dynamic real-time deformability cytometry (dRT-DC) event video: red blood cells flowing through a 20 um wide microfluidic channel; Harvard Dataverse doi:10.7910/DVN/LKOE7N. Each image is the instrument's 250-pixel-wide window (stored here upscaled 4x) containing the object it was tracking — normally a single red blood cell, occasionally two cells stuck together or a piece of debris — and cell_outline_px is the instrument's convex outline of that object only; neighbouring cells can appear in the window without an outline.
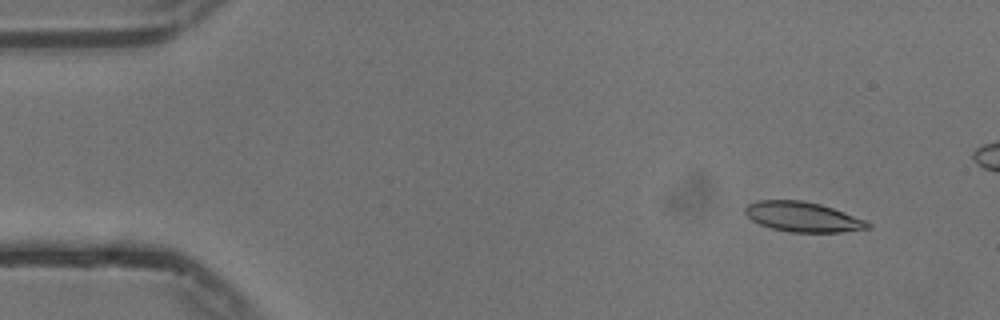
{"species": "common noctule bat (a hibernating species)", "species_latin": "Nyctalus noctula", "temperature_condition": "cold", "stored_images_in_passage": 54, "camera_frame_rate_fps": 3000, "um_per_image_px": 0.085, "animal": {"sex": "male", "body_mass_g": 13.3}, "frame": {"image": 1, "passage_image": 4, "time_ms": 1.0, "image_size_px": [1000, 320], "cell_outline_px": [[872, 228], [840, 232], [788, 232], [772, 228], [760, 224], [752, 220], [744, 212], [744, 208], [748, 204], [756, 200], [804, 200], [820, 204], [832, 208], [864, 220], [872, 224]], "centroid_in_image_um": [68.22, 18.43], "position_along_channel_um": 16.8, "area_um2": 21.33}}
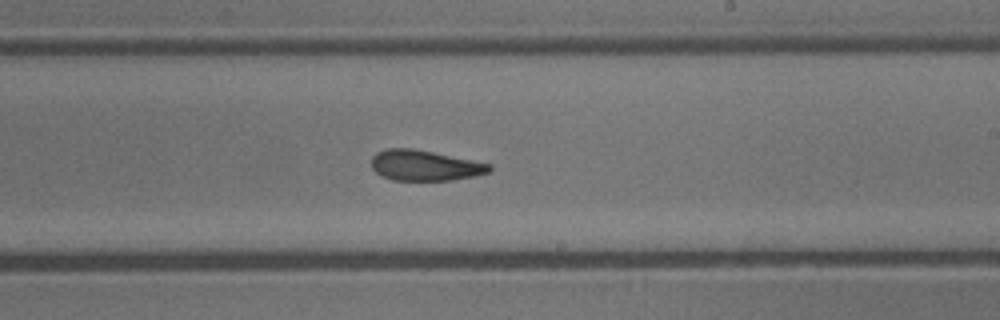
{"frame": {"image": 2, "passage_image": 31, "time_ms": 10.0, "image_size_px": [1000, 320], "cell_outline_px": [[492, 172], [472, 176], [448, 180], [392, 180], [376, 172], [372, 168], [372, 156], [376, 152], [388, 148], [412, 148], [492, 164]], "centroid_in_image_um": [36.11, 14.06], "position_along_channel_um": 252.9, "area_um2": 20.81}}
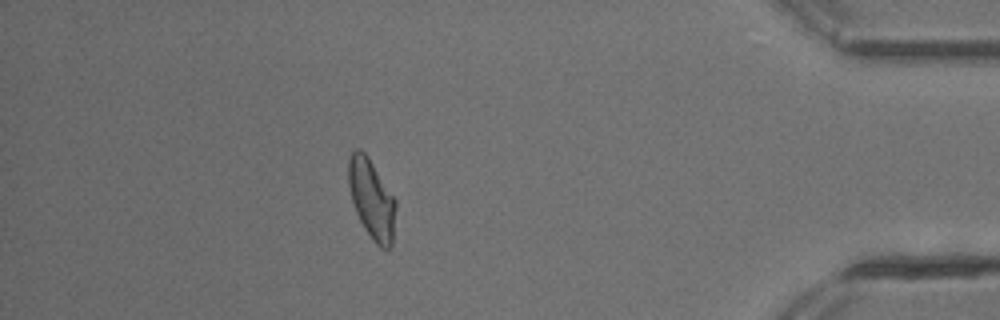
{"frame": {"image": 3, "passage_image": 47, "time_ms": 15.333, "image_size_px": [1000, 320], "cell_outline_px": [[396, 208], [392, 248], [380, 248], [372, 240], [364, 228], [356, 212], [352, 200], [348, 184], [348, 160], [352, 152], [356, 148], [360, 148], [368, 156], [396, 200]], "centroid_in_image_um": [31.6, 16.93], "position_along_channel_um": 403.6, "area_um2": 22.02}, "authors_computed_cell_mechanics": {"area_um2": 21.6461, "velocity_mm_per_s": 3.7369, "shape_relaxation_time_tau1_ms": 10.8023, "shape_relaxation_time_tau2_ms": 3.4487, "deformation_change_tau1": 0.2505, "deformation_change_tau2": 0.1143}}